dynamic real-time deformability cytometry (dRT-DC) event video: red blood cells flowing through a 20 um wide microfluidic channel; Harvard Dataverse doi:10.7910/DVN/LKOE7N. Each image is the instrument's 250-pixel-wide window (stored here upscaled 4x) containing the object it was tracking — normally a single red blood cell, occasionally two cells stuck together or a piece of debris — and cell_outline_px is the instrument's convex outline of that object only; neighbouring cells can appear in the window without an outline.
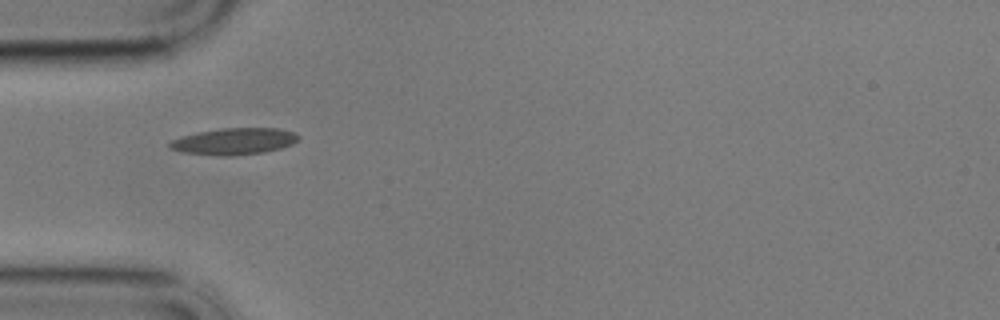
{"species": "common noctule bat (a hibernating species)", "species_latin": "Nyctalus noctula", "temperature_condition": "cold", "stored_images_in_passage": 13, "camera_frame_rate_fps": 3000, "um_per_image_px": 0.085, "animal": {"sex": "male", "body_mass_g": 17.9}, "frame": {"image": 1, "passage_image": 1, "time_ms": 0.0, "image_size_px": [1000, 320], "cell_outline_px": [[300, 136], [292, 144], [280, 148], [264, 152], [232, 156], [220, 156], [180, 152], [172, 148], [168, 144], [172, 140], [196, 132], [220, 128], [276, 128], [292, 132]], "centroid_in_image_um": [19.88, 12.01], "position_along_channel_um": 65.1, "area_um2": 19.83}}
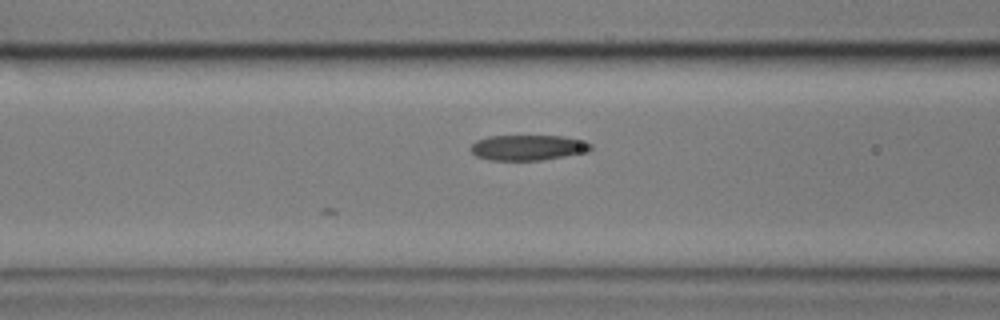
{"frame": {"image": 2, "passage_image": 6, "time_ms": 1.667, "image_size_px": [1000, 320], "cell_outline_px": [[592, 148], [588, 152], [540, 160], [492, 160], [476, 156], [468, 148], [476, 140], [488, 136], [564, 136], [580, 140], [592, 144]], "centroid_in_image_um": [44.85, 12.54], "position_along_channel_um": 121.7, "area_um2": 17.74}}